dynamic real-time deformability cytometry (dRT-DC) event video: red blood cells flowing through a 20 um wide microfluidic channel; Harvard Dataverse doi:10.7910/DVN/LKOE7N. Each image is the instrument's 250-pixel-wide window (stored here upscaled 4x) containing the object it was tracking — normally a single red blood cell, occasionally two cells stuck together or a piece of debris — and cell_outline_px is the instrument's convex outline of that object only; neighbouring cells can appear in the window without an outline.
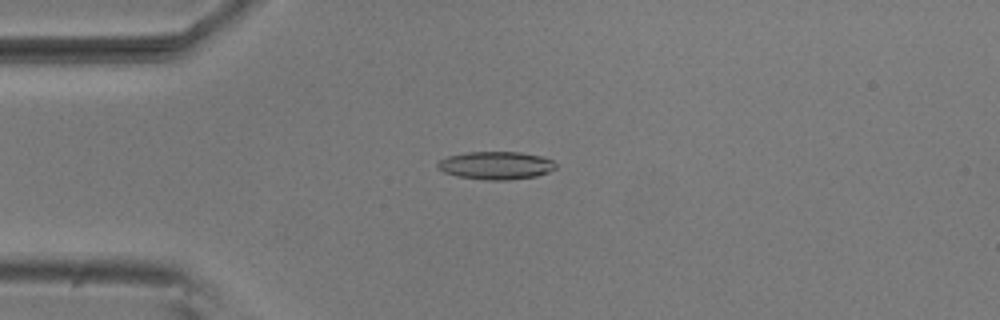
{"species": "common noctule bat (a hibernating species)", "species_latin": "Nyctalus noctula", "temperature_condition": "room temperature", "stored_images_in_passage": 10, "camera_frame_rate_fps": 3000, "um_per_image_px": 0.085, "animal": {"sex": "male", "body_mass_g": 20.5, "forearm_length_mm": 52.5}, "frame": {"image": 1, "passage_image": 4, "time_ms": 1.0, "image_size_px": [1000, 320], "cell_outline_px": [[556, 168], [548, 172], [536, 176], [508, 180], [484, 180], [456, 176], [444, 172], [436, 164], [440, 160], [448, 156], [468, 152], [520, 152], [544, 156], [552, 160], [556, 164]], "centroid_in_image_um": [42.18, 14.06], "position_along_channel_um": 42.8, "area_um2": 19.25}}
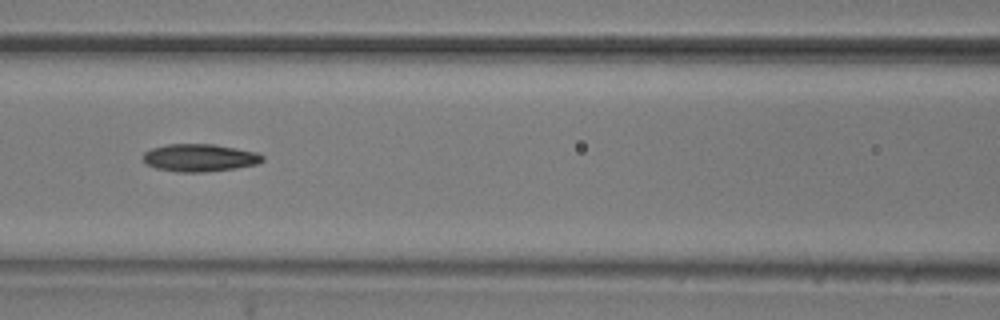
{"frame": {"image": 2, "passage_image": 7, "time_ms": 2.0, "image_size_px": [1000, 320], "cell_outline_px": [[264, 160], [256, 164], [236, 168], [204, 172], [176, 172], [156, 168], [144, 164], [144, 152], [152, 148], [168, 144], [212, 144], [236, 148], [256, 152], [264, 156]], "centroid_in_image_um": [16.95, 13.41], "position_along_channel_um": 149.6, "area_um2": 19.19}}
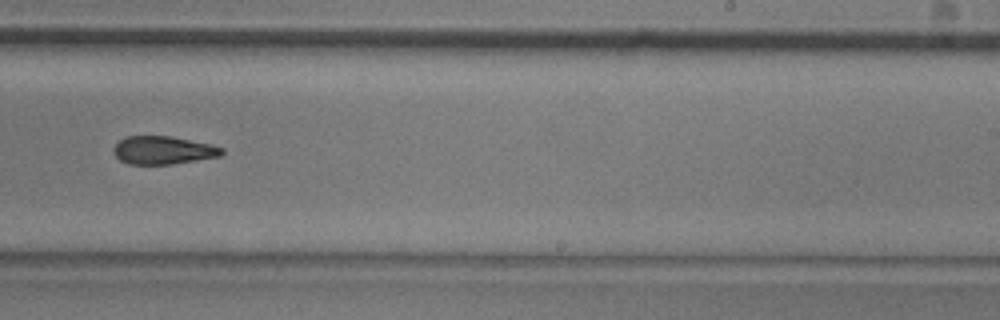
{"frame": {"image": 3, "passage_image": 10, "time_ms": 3.0, "image_size_px": [1000, 320], "cell_outline_px": [[224, 152], [220, 156], [172, 164], [128, 164], [120, 160], [112, 152], [112, 148], [120, 140], [128, 136], [168, 136], [208, 144], [224, 148]], "centroid_in_image_um": [13.83, 12.77], "position_along_channel_um": 275.2, "area_um2": 17.51}}